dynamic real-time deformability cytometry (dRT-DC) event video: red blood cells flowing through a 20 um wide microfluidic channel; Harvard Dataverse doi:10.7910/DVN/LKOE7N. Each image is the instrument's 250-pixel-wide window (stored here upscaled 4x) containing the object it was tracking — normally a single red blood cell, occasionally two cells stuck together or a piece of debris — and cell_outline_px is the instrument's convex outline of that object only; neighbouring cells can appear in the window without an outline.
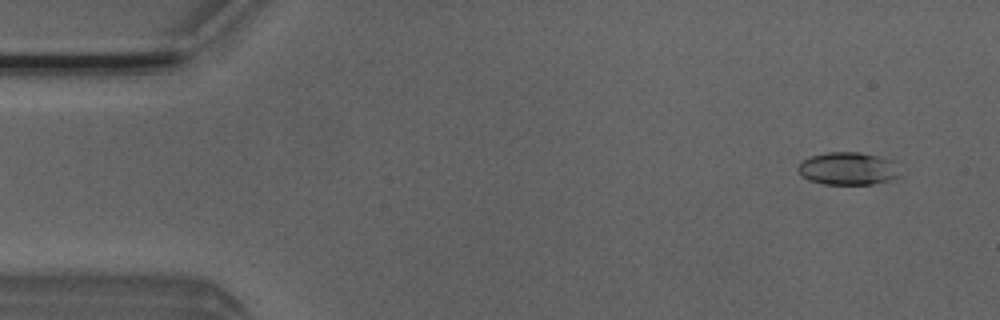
{"species": "Egyptian fruit bat (a non-hibernating species)", "species_latin": "Rousettus aegyptiacus", "temperature_condition": "room temperature", "stored_images_in_passage": 52, "camera_frame_rate_fps": 3000, "um_per_image_px": 0.085, "animal": {"sex": "male"}, "frame": {"image": 1, "passage_image": 4, "time_ms": 1.0, "image_size_px": [1000, 320], "cell_outline_px": [[896, 176], [888, 180], [872, 184], [824, 184], [808, 180], [800, 176], [796, 168], [804, 160], [812, 156], [828, 152], [860, 152], [876, 156], [888, 160]], "centroid_in_image_um": [71.9, 14.34], "position_along_channel_um": 13.1, "area_um2": 18.67}}
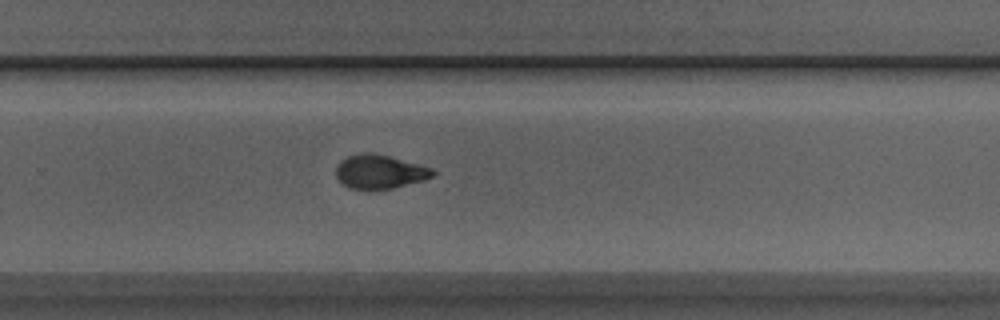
{"frame": {"image": 2, "passage_image": 34, "time_ms": 11.0, "image_size_px": [1000, 320], "cell_outline_px": [[436, 172], [432, 176], [424, 180], [392, 188], [348, 188], [340, 184], [336, 176], [336, 164], [340, 160], [348, 156], [372, 152], [388, 156], [432, 168]], "centroid_in_image_um": [32.23, 14.59], "position_along_channel_um": 297.6, "area_um2": 18.84}}
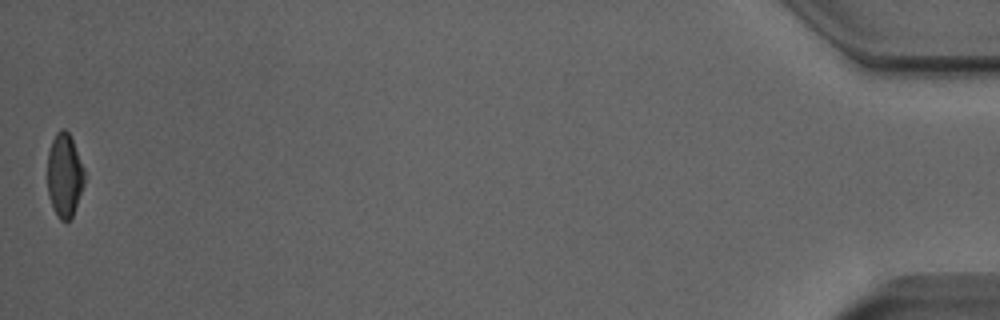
{"frame": {"image": 3, "passage_image": 52, "time_ms": 17.0, "image_size_px": [1000, 320], "cell_outline_px": [[84, 184], [72, 216], [68, 220], [60, 220], [52, 208], [48, 196], [48, 152], [52, 140], [56, 132], [60, 128], [64, 128], [68, 132], [72, 140], [84, 168]], "centroid_in_image_um": [5.47, 14.89], "position_along_channel_um": 429.7, "area_um2": 17.92}, "authors_computed_cell_mechanics": {"area_um2": 18.9584, "velocity_mm_per_s": 3.9262, "shape_relaxation_time_tau1_ms": 4.1519, "shape_relaxation_time_tau2_ms": 2.5803, "deformation_change_tau1": 0.1456, "deformation_change_tau2": 0.0813}}